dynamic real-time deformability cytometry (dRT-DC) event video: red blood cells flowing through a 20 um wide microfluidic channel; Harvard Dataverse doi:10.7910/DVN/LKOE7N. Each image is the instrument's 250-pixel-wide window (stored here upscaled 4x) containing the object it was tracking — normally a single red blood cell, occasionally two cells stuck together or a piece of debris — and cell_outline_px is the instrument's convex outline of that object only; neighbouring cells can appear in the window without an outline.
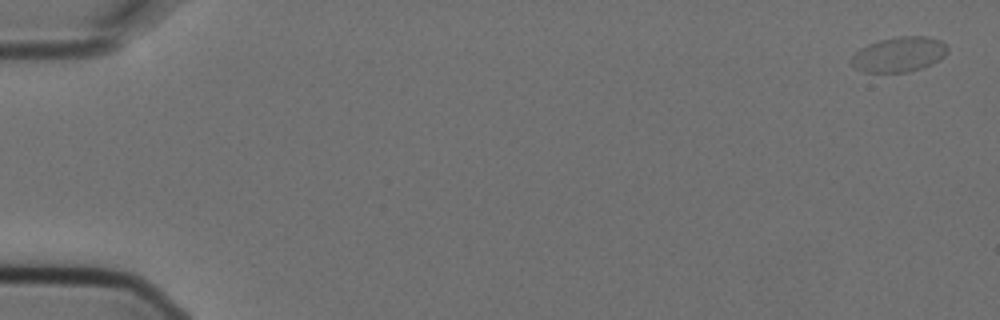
{"species": "Egyptian fruit bat (a non-hibernating species)", "species_latin": "Rousettus aegyptiacus", "temperature_condition": "cold", "stored_images_in_passage": 6, "camera_frame_rate_fps": 3000, "um_per_image_px": 0.085, "animal": {"sex": "female"}, "frame": {"image": 1, "passage_image": 1, "time_ms": 0.0, "image_size_px": [1000, 320], "cell_outline_px": [[948, 52], [940, 60], [932, 64], [908, 72], [864, 72], [856, 68], [848, 60], [860, 48], [868, 44], [880, 40], [900, 36], [928, 36], [940, 40], [948, 48]], "centroid_in_image_um": [76.42, 4.62], "position_along_channel_um": 8.6, "area_um2": 19.65}}